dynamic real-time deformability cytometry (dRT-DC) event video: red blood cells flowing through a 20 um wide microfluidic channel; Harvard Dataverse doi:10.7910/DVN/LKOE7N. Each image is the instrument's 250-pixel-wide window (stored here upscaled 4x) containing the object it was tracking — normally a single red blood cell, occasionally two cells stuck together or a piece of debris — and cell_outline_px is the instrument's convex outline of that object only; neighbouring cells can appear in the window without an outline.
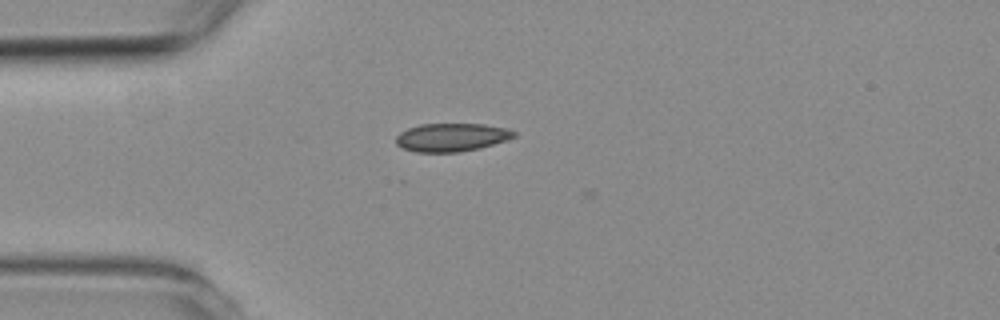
{"species": "common noctule bat (a hibernating species)", "species_latin": "Nyctalus noctula", "temperature_condition": "room temperature", "stored_images_in_passage": 4, "camera_frame_rate_fps": 3000, "um_per_image_px": 0.085, "animal": {"sex": "female", "body_mass_g": 19.3, "forearm_length_mm": 54.1}, "frame": {"image": 1, "passage_image": 3, "time_ms": 2.333, "image_size_px": [1000, 320], "cell_outline_px": [[516, 136], [508, 140], [480, 148], [460, 152], [416, 152], [400, 148], [396, 144], [396, 136], [400, 132], [408, 128], [420, 124], [484, 124], [508, 128], [516, 132]], "centroid_in_image_um": [38.39, 11.67], "position_along_channel_um": 46.6, "area_um2": 19.65}}